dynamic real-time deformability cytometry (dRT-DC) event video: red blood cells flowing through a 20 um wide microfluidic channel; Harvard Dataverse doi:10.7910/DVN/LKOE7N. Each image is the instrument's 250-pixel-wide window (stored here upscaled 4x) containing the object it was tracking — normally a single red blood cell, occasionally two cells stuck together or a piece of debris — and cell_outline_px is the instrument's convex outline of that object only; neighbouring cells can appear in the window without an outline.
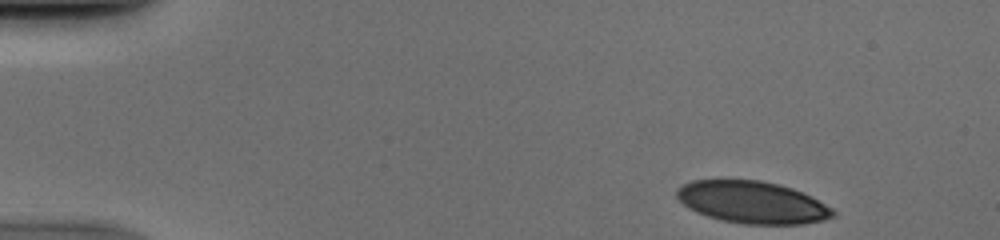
{"species": "human", "species_latin": "Homo sapiens", "temperature_condition": "cold", "stored_images_in_passage": 43, "camera_frame_rate_fps": 3000, "um_per_image_px": 0.085, "donor": {"sex": "male"}, "frame": {"image": 1, "passage_image": 1, "time_ms": 0.0, "image_size_px": [1000, 240], "cell_outline_px": [[836, 216], [824, 220], [804, 224], [744, 224], [724, 220], [708, 216], [696, 212], [688, 208], [676, 196], [676, 188], [692, 180], [760, 180], [780, 184], [804, 192], [812, 196], [832, 208], [836, 212]], "centroid_in_image_um": [63.98, 17.19], "position_along_channel_um": 21.0, "area_um2": 38.49}}
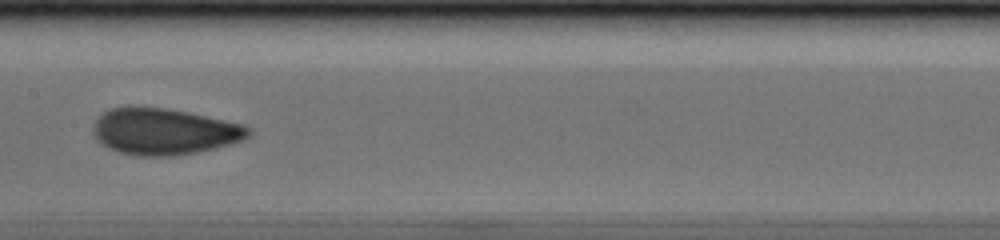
{"frame": {"image": 2, "passage_image": 22, "time_ms": 7.0, "image_size_px": [1000, 240], "cell_outline_px": [[252, 136], [244, 140], [216, 148], [196, 152], [172, 156], [136, 156], [120, 152], [108, 148], [100, 144], [96, 140], [92, 132], [92, 128], [96, 120], [104, 112], [112, 108], [164, 108], [188, 112], [244, 124], [252, 128]], "centroid_in_image_um": [13.99, 11.2], "position_along_channel_um": 193.4, "area_um2": 42.02}}
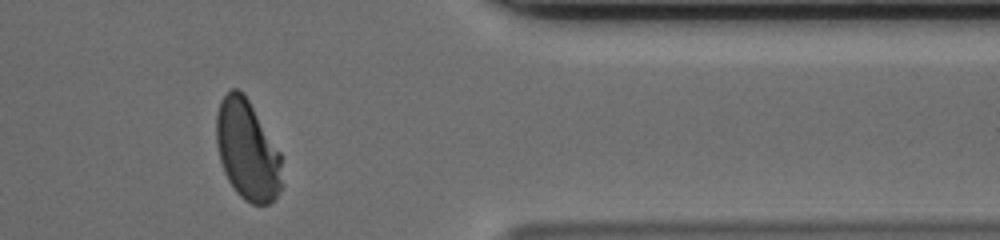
{"frame": {"image": 3, "passage_image": 38, "time_ms": 12.333, "image_size_px": [1000, 240], "cell_outline_px": [[280, 192], [268, 204], [252, 204], [244, 200], [236, 192], [228, 180], [224, 172], [220, 160], [216, 144], [216, 116], [220, 100], [232, 88], [236, 88], [248, 100], [280, 152]], "centroid_in_image_um": [20.99, 12.78], "position_along_channel_um": 390.4, "area_um2": 37.69}}